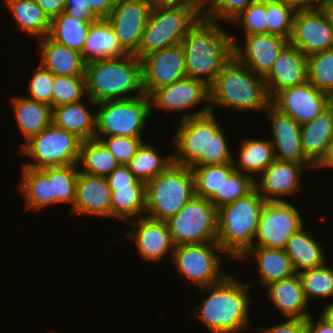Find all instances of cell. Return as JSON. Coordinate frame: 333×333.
<instances>
[{
  "mask_svg": "<svg viewBox=\"0 0 333 333\" xmlns=\"http://www.w3.org/2000/svg\"><path fill=\"white\" fill-rule=\"evenodd\" d=\"M333 168V140L330 142L325 155L320 159V161L315 165L314 169H321V168Z\"/></svg>",
  "mask_w": 333,
  "mask_h": 333,
  "instance_id": "6125c7cd",
  "label": "cell"
},
{
  "mask_svg": "<svg viewBox=\"0 0 333 333\" xmlns=\"http://www.w3.org/2000/svg\"><path fill=\"white\" fill-rule=\"evenodd\" d=\"M137 219L130 222V225L136 227L133 228L135 231H127L126 234L128 239L134 240L137 251L144 260L159 262L166 254H173L175 245L167 222L146 216Z\"/></svg>",
  "mask_w": 333,
  "mask_h": 333,
  "instance_id": "ffe728a7",
  "label": "cell"
},
{
  "mask_svg": "<svg viewBox=\"0 0 333 333\" xmlns=\"http://www.w3.org/2000/svg\"><path fill=\"white\" fill-rule=\"evenodd\" d=\"M153 6L182 5V0H149Z\"/></svg>",
  "mask_w": 333,
  "mask_h": 333,
  "instance_id": "e7e4bbea",
  "label": "cell"
},
{
  "mask_svg": "<svg viewBox=\"0 0 333 333\" xmlns=\"http://www.w3.org/2000/svg\"><path fill=\"white\" fill-rule=\"evenodd\" d=\"M254 179L247 174L235 170L233 162L224 164V183L222 195H213L209 200L220 207L246 196L255 188Z\"/></svg>",
  "mask_w": 333,
  "mask_h": 333,
  "instance_id": "ab89813d",
  "label": "cell"
},
{
  "mask_svg": "<svg viewBox=\"0 0 333 333\" xmlns=\"http://www.w3.org/2000/svg\"><path fill=\"white\" fill-rule=\"evenodd\" d=\"M91 9L101 18L105 19L113 10L118 0H86Z\"/></svg>",
  "mask_w": 333,
  "mask_h": 333,
  "instance_id": "680465c9",
  "label": "cell"
},
{
  "mask_svg": "<svg viewBox=\"0 0 333 333\" xmlns=\"http://www.w3.org/2000/svg\"><path fill=\"white\" fill-rule=\"evenodd\" d=\"M141 65L143 90L148 96L158 88L187 77L181 43L143 56Z\"/></svg>",
  "mask_w": 333,
  "mask_h": 333,
  "instance_id": "2e32d148",
  "label": "cell"
},
{
  "mask_svg": "<svg viewBox=\"0 0 333 333\" xmlns=\"http://www.w3.org/2000/svg\"><path fill=\"white\" fill-rule=\"evenodd\" d=\"M266 202L254 188L246 196L217 209V242L228 256L239 259L253 246Z\"/></svg>",
  "mask_w": 333,
  "mask_h": 333,
  "instance_id": "5b68a950",
  "label": "cell"
},
{
  "mask_svg": "<svg viewBox=\"0 0 333 333\" xmlns=\"http://www.w3.org/2000/svg\"><path fill=\"white\" fill-rule=\"evenodd\" d=\"M126 54L119 45L114 31L106 19H100L92 23L82 51L83 59L86 62L120 57Z\"/></svg>",
  "mask_w": 333,
  "mask_h": 333,
  "instance_id": "d6a6232c",
  "label": "cell"
},
{
  "mask_svg": "<svg viewBox=\"0 0 333 333\" xmlns=\"http://www.w3.org/2000/svg\"><path fill=\"white\" fill-rule=\"evenodd\" d=\"M86 96L89 104L126 100L144 95L141 59L134 54L86 62ZM137 95L131 96L132 92ZM129 94V95H127Z\"/></svg>",
  "mask_w": 333,
  "mask_h": 333,
  "instance_id": "7a4b0ae2",
  "label": "cell"
},
{
  "mask_svg": "<svg viewBox=\"0 0 333 333\" xmlns=\"http://www.w3.org/2000/svg\"><path fill=\"white\" fill-rule=\"evenodd\" d=\"M218 24L200 18L181 42L187 77L208 87L234 56L231 35Z\"/></svg>",
  "mask_w": 333,
  "mask_h": 333,
  "instance_id": "6da1fadb",
  "label": "cell"
},
{
  "mask_svg": "<svg viewBox=\"0 0 333 333\" xmlns=\"http://www.w3.org/2000/svg\"><path fill=\"white\" fill-rule=\"evenodd\" d=\"M256 0H218L213 10L205 17L210 21L230 22Z\"/></svg>",
  "mask_w": 333,
  "mask_h": 333,
  "instance_id": "816d5d0a",
  "label": "cell"
},
{
  "mask_svg": "<svg viewBox=\"0 0 333 333\" xmlns=\"http://www.w3.org/2000/svg\"><path fill=\"white\" fill-rule=\"evenodd\" d=\"M33 74L29 82V87H27V90L30 92L27 98L45 103L52 107L54 74L41 64L34 70Z\"/></svg>",
  "mask_w": 333,
  "mask_h": 333,
  "instance_id": "681fc988",
  "label": "cell"
},
{
  "mask_svg": "<svg viewBox=\"0 0 333 333\" xmlns=\"http://www.w3.org/2000/svg\"><path fill=\"white\" fill-rule=\"evenodd\" d=\"M210 104L194 113L182 114L173 145V163L186 167H201V156H207L208 113Z\"/></svg>",
  "mask_w": 333,
  "mask_h": 333,
  "instance_id": "4fadbf2b",
  "label": "cell"
},
{
  "mask_svg": "<svg viewBox=\"0 0 333 333\" xmlns=\"http://www.w3.org/2000/svg\"><path fill=\"white\" fill-rule=\"evenodd\" d=\"M308 81L333 97V49L307 56Z\"/></svg>",
  "mask_w": 333,
  "mask_h": 333,
  "instance_id": "b9f144b4",
  "label": "cell"
},
{
  "mask_svg": "<svg viewBox=\"0 0 333 333\" xmlns=\"http://www.w3.org/2000/svg\"><path fill=\"white\" fill-rule=\"evenodd\" d=\"M289 43L306 56L333 49V30L327 10L321 7L296 11Z\"/></svg>",
  "mask_w": 333,
  "mask_h": 333,
  "instance_id": "9a60e30c",
  "label": "cell"
},
{
  "mask_svg": "<svg viewBox=\"0 0 333 333\" xmlns=\"http://www.w3.org/2000/svg\"><path fill=\"white\" fill-rule=\"evenodd\" d=\"M305 168L301 164L289 163L275 159L255 179V189L268 201H284L281 196L297 193L301 188L300 177ZM260 181V182H259Z\"/></svg>",
  "mask_w": 333,
  "mask_h": 333,
  "instance_id": "603a6c76",
  "label": "cell"
},
{
  "mask_svg": "<svg viewBox=\"0 0 333 333\" xmlns=\"http://www.w3.org/2000/svg\"><path fill=\"white\" fill-rule=\"evenodd\" d=\"M171 163L173 157H164L149 143H142L136 154L126 164L134 176L145 183L157 177Z\"/></svg>",
  "mask_w": 333,
  "mask_h": 333,
  "instance_id": "f35d334b",
  "label": "cell"
},
{
  "mask_svg": "<svg viewBox=\"0 0 333 333\" xmlns=\"http://www.w3.org/2000/svg\"><path fill=\"white\" fill-rule=\"evenodd\" d=\"M166 222L175 246L217 241V208L209 199L194 195Z\"/></svg>",
  "mask_w": 333,
  "mask_h": 333,
  "instance_id": "30bf717a",
  "label": "cell"
},
{
  "mask_svg": "<svg viewBox=\"0 0 333 333\" xmlns=\"http://www.w3.org/2000/svg\"><path fill=\"white\" fill-rule=\"evenodd\" d=\"M274 307L278 308L286 318L307 319L308 302L305 299L301 279L296 273L293 276L269 283L265 286Z\"/></svg>",
  "mask_w": 333,
  "mask_h": 333,
  "instance_id": "d4e9b609",
  "label": "cell"
},
{
  "mask_svg": "<svg viewBox=\"0 0 333 333\" xmlns=\"http://www.w3.org/2000/svg\"><path fill=\"white\" fill-rule=\"evenodd\" d=\"M82 140L73 133L51 123L40 133L30 137L20 153L32 158L23 167L44 169L67 165H78Z\"/></svg>",
  "mask_w": 333,
  "mask_h": 333,
  "instance_id": "9c48e42d",
  "label": "cell"
},
{
  "mask_svg": "<svg viewBox=\"0 0 333 333\" xmlns=\"http://www.w3.org/2000/svg\"><path fill=\"white\" fill-rule=\"evenodd\" d=\"M231 22L243 26L244 36L267 33L266 0L252 2Z\"/></svg>",
  "mask_w": 333,
  "mask_h": 333,
  "instance_id": "c3c4849f",
  "label": "cell"
},
{
  "mask_svg": "<svg viewBox=\"0 0 333 333\" xmlns=\"http://www.w3.org/2000/svg\"><path fill=\"white\" fill-rule=\"evenodd\" d=\"M72 214L111 218V190L106 177L78 173Z\"/></svg>",
  "mask_w": 333,
  "mask_h": 333,
  "instance_id": "cb8c5ba5",
  "label": "cell"
},
{
  "mask_svg": "<svg viewBox=\"0 0 333 333\" xmlns=\"http://www.w3.org/2000/svg\"><path fill=\"white\" fill-rule=\"evenodd\" d=\"M306 301L310 298H333V268L324 264L298 273Z\"/></svg>",
  "mask_w": 333,
  "mask_h": 333,
  "instance_id": "7bdbcfd3",
  "label": "cell"
},
{
  "mask_svg": "<svg viewBox=\"0 0 333 333\" xmlns=\"http://www.w3.org/2000/svg\"><path fill=\"white\" fill-rule=\"evenodd\" d=\"M200 18L192 8L184 5L153 6L134 55L141 59L149 53L181 43Z\"/></svg>",
  "mask_w": 333,
  "mask_h": 333,
  "instance_id": "52a82bcc",
  "label": "cell"
},
{
  "mask_svg": "<svg viewBox=\"0 0 333 333\" xmlns=\"http://www.w3.org/2000/svg\"><path fill=\"white\" fill-rule=\"evenodd\" d=\"M303 222L298 209L286 200L268 201L261 210L253 246L284 249Z\"/></svg>",
  "mask_w": 333,
  "mask_h": 333,
  "instance_id": "7c38bea8",
  "label": "cell"
},
{
  "mask_svg": "<svg viewBox=\"0 0 333 333\" xmlns=\"http://www.w3.org/2000/svg\"><path fill=\"white\" fill-rule=\"evenodd\" d=\"M295 11L314 10L324 6L326 0H280Z\"/></svg>",
  "mask_w": 333,
  "mask_h": 333,
  "instance_id": "91938a15",
  "label": "cell"
},
{
  "mask_svg": "<svg viewBox=\"0 0 333 333\" xmlns=\"http://www.w3.org/2000/svg\"><path fill=\"white\" fill-rule=\"evenodd\" d=\"M250 286L228 274L221 282L200 288L211 293L196 308L197 313L192 317L201 320L209 333L244 332L250 324Z\"/></svg>",
  "mask_w": 333,
  "mask_h": 333,
  "instance_id": "3957f363",
  "label": "cell"
},
{
  "mask_svg": "<svg viewBox=\"0 0 333 333\" xmlns=\"http://www.w3.org/2000/svg\"><path fill=\"white\" fill-rule=\"evenodd\" d=\"M12 109L17 127L25 141L40 133L52 123V107L27 98L18 96L12 98Z\"/></svg>",
  "mask_w": 333,
  "mask_h": 333,
  "instance_id": "4dcf8cb0",
  "label": "cell"
},
{
  "mask_svg": "<svg viewBox=\"0 0 333 333\" xmlns=\"http://www.w3.org/2000/svg\"><path fill=\"white\" fill-rule=\"evenodd\" d=\"M47 17L52 20L65 9V0H35Z\"/></svg>",
  "mask_w": 333,
  "mask_h": 333,
  "instance_id": "9f6ffc18",
  "label": "cell"
},
{
  "mask_svg": "<svg viewBox=\"0 0 333 333\" xmlns=\"http://www.w3.org/2000/svg\"><path fill=\"white\" fill-rule=\"evenodd\" d=\"M64 12L81 20L95 22L101 18L91 9L86 0H65Z\"/></svg>",
  "mask_w": 333,
  "mask_h": 333,
  "instance_id": "f5cc1de1",
  "label": "cell"
},
{
  "mask_svg": "<svg viewBox=\"0 0 333 333\" xmlns=\"http://www.w3.org/2000/svg\"><path fill=\"white\" fill-rule=\"evenodd\" d=\"M264 81L270 99L283 89L305 83L308 81L307 56L289 43L273 63Z\"/></svg>",
  "mask_w": 333,
  "mask_h": 333,
  "instance_id": "7402d4cb",
  "label": "cell"
},
{
  "mask_svg": "<svg viewBox=\"0 0 333 333\" xmlns=\"http://www.w3.org/2000/svg\"><path fill=\"white\" fill-rule=\"evenodd\" d=\"M214 114L213 112L208 113L207 156H201V166L230 163L235 159L227 144L224 131Z\"/></svg>",
  "mask_w": 333,
  "mask_h": 333,
  "instance_id": "60d3db41",
  "label": "cell"
},
{
  "mask_svg": "<svg viewBox=\"0 0 333 333\" xmlns=\"http://www.w3.org/2000/svg\"><path fill=\"white\" fill-rule=\"evenodd\" d=\"M306 333H333V326L325 321L321 316L315 322L310 315L306 319Z\"/></svg>",
  "mask_w": 333,
  "mask_h": 333,
  "instance_id": "94428289",
  "label": "cell"
},
{
  "mask_svg": "<svg viewBox=\"0 0 333 333\" xmlns=\"http://www.w3.org/2000/svg\"><path fill=\"white\" fill-rule=\"evenodd\" d=\"M244 44H238L231 36L234 57L254 74L265 77L289 40L274 34L244 36Z\"/></svg>",
  "mask_w": 333,
  "mask_h": 333,
  "instance_id": "d6986e66",
  "label": "cell"
},
{
  "mask_svg": "<svg viewBox=\"0 0 333 333\" xmlns=\"http://www.w3.org/2000/svg\"><path fill=\"white\" fill-rule=\"evenodd\" d=\"M92 23L62 12L51 20L48 37L82 54Z\"/></svg>",
  "mask_w": 333,
  "mask_h": 333,
  "instance_id": "d590c367",
  "label": "cell"
},
{
  "mask_svg": "<svg viewBox=\"0 0 333 333\" xmlns=\"http://www.w3.org/2000/svg\"><path fill=\"white\" fill-rule=\"evenodd\" d=\"M248 255H251V258H255L254 260L260 279L259 282L263 284V286L296 274L291 259L284 249L252 246L239 260H243Z\"/></svg>",
  "mask_w": 333,
  "mask_h": 333,
  "instance_id": "83f0119b",
  "label": "cell"
},
{
  "mask_svg": "<svg viewBox=\"0 0 333 333\" xmlns=\"http://www.w3.org/2000/svg\"><path fill=\"white\" fill-rule=\"evenodd\" d=\"M78 173V165L53 167V195H56V204L70 203L71 209L73 208Z\"/></svg>",
  "mask_w": 333,
  "mask_h": 333,
  "instance_id": "7dc6e473",
  "label": "cell"
},
{
  "mask_svg": "<svg viewBox=\"0 0 333 333\" xmlns=\"http://www.w3.org/2000/svg\"><path fill=\"white\" fill-rule=\"evenodd\" d=\"M309 231L302 227L287 240L284 248L296 273L327 264L323 246Z\"/></svg>",
  "mask_w": 333,
  "mask_h": 333,
  "instance_id": "1f68e13d",
  "label": "cell"
},
{
  "mask_svg": "<svg viewBox=\"0 0 333 333\" xmlns=\"http://www.w3.org/2000/svg\"><path fill=\"white\" fill-rule=\"evenodd\" d=\"M296 11L280 0H266L267 33L290 39Z\"/></svg>",
  "mask_w": 333,
  "mask_h": 333,
  "instance_id": "ee69618b",
  "label": "cell"
},
{
  "mask_svg": "<svg viewBox=\"0 0 333 333\" xmlns=\"http://www.w3.org/2000/svg\"><path fill=\"white\" fill-rule=\"evenodd\" d=\"M78 163L80 172L92 176L107 177L120 164L107 147L98 139L82 141Z\"/></svg>",
  "mask_w": 333,
  "mask_h": 333,
  "instance_id": "74e56055",
  "label": "cell"
},
{
  "mask_svg": "<svg viewBox=\"0 0 333 333\" xmlns=\"http://www.w3.org/2000/svg\"><path fill=\"white\" fill-rule=\"evenodd\" d=\"M111 190V218L124 222L132 217H143L146 210V183L139 180L135 185Z\"/></svg>",
  "mask_w": 333,
  "mask_h": 333,
  "instance_id": "8d00e7d4",
  "label": "cell"
},
{
  "mask_svg": "<svg viewBox=\"0 0 333 333\" xmlns=\"http://www.w3.org/2000/svg\"><path fill=\"white\" fill-rule=\"evenodd\" d=\"M82 101L52 108V123L73 133L82 141L95 139L96 113Z\"/></svg>",
  "mask_w": 333,
  "mask_h": 333,
  "instance_id": "f546056e",
  "label": "cell"
},
{
  "mask_svg": "<svg viewBox=\"0 0 333 333\" xmlns=\"http://www.w3.org/2000/svg\"><path fill=\"white\" fill-rule=\"evenodd\" d=\"M333 140V105L315 119L301 124V145L305 156L316 165Z\"/></svg>",
  "mask_w": 333,
  "mask_h": 333,
  "instance_id": "4316f807",
  "label": "cell"
},
{
  "mask_svg": "<svg viewBox=\"0 0 333 333\" xmlns=\"http://www.w3.org/2000/svg\"><path fill=\"white\" fill-rule=\"evenodd\" d=\"M211 112L215 105L249 111L263 110L271 103L264 78L254 74L234 56L209 86Z\"/></svg>",
  "mask_w": 333,
  "mask_h": 333,
  "instance_id": "277c9868",
  "label": "cell"
},
{
  "mask_svg": "<svg viewBox=\"0 0 333 333\" xmlns=\"http://www.w3.org/2000/svg\"><path fill=\"white\" fill-rule=\"evenodd\" d=\"M52 108L80 102L86 95L85 76L54 75Z\"/></svg>",
  "mask_w": 333,
  "mask_h": 333,
  "instance_id": "f6af8a7d",
  "label": "cell"
},
{
  "mask_svg": "<svg viewBox=\"0 0 333 333\" xmlns=\"http://www.w3.org/2000/svg\"><path fill=\"white\" fill-rule=\"evenodd\" d=\"M151 108L162 111H186L201 103L209 104V87L202 81L185 77L156 89L150 96Z\"/></svg>",
  "mask_w": 333,
  "mask_h": 333,
  "instance_id": "44dd1931",
  "label": "cell"
},
{
  "mask_svg": "<svg viewBox=\"0 0 333 333\" xmlns=\"http://www.w3.org/2000/svg\"><path fill=\"white\" fill-rule=\"evenodd\" d=\"M218 252H217V251ZM219 251L225 252L217 241L202 244H183L174 248L169 256L183 278L197 289L221 282L228 274L221 272ZM222 258V259H221Z\"/></svg>",
  "mask_w": 333,
  "mask_h": 333,
  "instance_id": "8fae6325",
  "label": "cell"
},
{
  "mask_svg": "<svg viewBox=\"0 0 333 333\" xmlns=\"http://www.w3.org/2000/svg\"><path fill=\"white\" fill-rule=\"evenodd\" d=\"M21 175L22 181L18 188L26 200V208L37 210L56 204V195H53V167H22Z\"/></svg>",
  "mask_w": 333,
  "mask_h": 333,
  "instance_id": "f1b7e54d",
  "label": "cell"
},
{
  "mask_svg": "<svg viewBox=\"0 0 333 333\" xmlns=\"http://www.w3.org/2000/svg\"><path fill=\"white\" fill-rule=\"evenodd\" d=\"M323 7L327 10L333 30V1H326Z\"/></svg>",
  "mask_w": 333,
  "mask_h": 333,
  "instance_id": "03108f58",
  "label": "cell"
},
{
  "mask_svg": "<svg viewBox=\"0 0 333 333\" xmlns=\"http://www.w3.org/2000/svg\"><path fill=\"white\" fill-rule=\"evenodd\" d=\"M152 8L149 0H118L105 18L112 27L119 45L127 54H135L138 51Z\"/></svg>",
  "mask_w": 333,
  "mask_h": 333,
  "instance_id": "5bb4252c",
  "label": "cell"
},
{
  "mask_svg": "<svg viewBox=\"0 0 333 333\" xmlns=\"http://www.w3.org/2000/svg\"><path fill=\"white\" fill-rule=\"evenodd\" d=\"M321 313L320 316L333 326V301L327 304Z\"/></svg>",
  "mask_w": 333,
  "mask_h": 333,
  "instance_id": "be15d7a7",
  "label": "cell"
},
{
  "mask_svg": "<svg viewBox=\"0 0 333 333\" xmlns=\"http://www.w3.org/2000/svg\"><path fill=\"white\" fill-rule=\"evenodd\" d=\"M191 169L196 196L210 199L213 195H222L224 164L191 167Z\"/></svg>",
  "mask_w": 333,
  "mask_h": 333,
  "instance_id": "bcb514c9",
  "label": "cell"
},
{
  "mask_svg": "<svg viewBox=\"0 0 333 333\" xmlns=\"http://www.w3.org/2000/svg\"><path fill=\"white\" fill-rule=\"evenodd\" d=\"M271 103L300 125L315 119L331 105V97L309 81L279 91Z\"/></svg>",
  "mask_w": 333,
  "mask_h": 333,
  "instance_id": "e0dca14e",
  "label": "cell"
},
{
  "mask_svg": "<svg viewBox=\"0 0 333 333\" xmlns=\"http://www.w3.org/2000/svg\"><path fill=\"white\" fill-rule=\"evenodd\" d=\"M40 64L54 75L85 76L86 61L81 53L58 44L48 36L39 39Z\"/></svg>",
  "mask_w": 333,
  "mask_h": 333,
  "instance_id": "484cf974",
  "label": "cell"
},
{
  "mask_svg": "<svg viewBox=\"0 0 333 333\" xmlns=\"http://www.w3.org/2000/svg\"><path fill=\"white\" fill-rule=\"evenodd\" d=\"M194 195L192 169L171 163L162 173L146 183L145 216L166 222Z\"/></svg>",
  "mask_w": 333,
  "mask_h": 333,
  "instance_id": "8992f818",
  "label": "cell"
},
{
  "mask_svg": "<svg viewBox=\"0 0 333 333\" xmlns=\"http://www.w3.org/2000/svg\"><path fill=\"white\" fill-rule=\"evenodd\" d=\"M95 137L141 138L151 108L150 97L146 94L126 100L104 101L96 104ZM147 121V122H146Z\"/></svg>",
  "mask_w": 333,
  "mask_h": 333,
  "instance_id": "ba28073f",
  "label": "cell"
},
{
  "mask_svg": "<svg viewBox=\"0 0 333 333\" xmlns=\"http://www.w3.org/2000/svg\"><path fill=\"white\" fill-rule=\"evenodd\" d=\"M217 1L218 0H182V5L192 8L201 18H205L213 10Z\"/></svg>",
  "mask_w": 333,
  "mask_h": 333,
  "instance_id": "6f0895ef",
  "label": "cell"
},
{
  "mask_svg": "<svg viewBox=\"0 0 333 333\" xmlns=\"http://www.w3.org/2000/svg\"><path fill=\"white\" fill-rule=\"evenodd\" d=\"M260 330L261 333H306V319L288 318L284 323Z\"/></svg>",
  "mask_w": 333,
  "mask_h": 333,
  "instance_id": "11a10c76",
  "label": "cell"
},
{
  "mask_svg": "<svg viewBox=\"0 0 333 333\" xmlns=\"http://www.w3.org/2000/svg\"><path fill=\"white\" fill-rule=\"evenodd\" d=\"M238 151L239 161L236 163L237 160H233L235 170L250 175L254 180L275 160L274 149L269 139L243 140Z\"/></svg>",
  "mask_w": 333,
  "mask_h": 333,
  "instance_id": "836d02e7",
  "label": "cell"
},
{
  "mask_svg": "<svg viewBox=\"0 0 333 333\" xmlns=\"http://www.w3.org/2000/svg\"><path fill=\"white\" fill-rule=\"evenodd\" d=\"M5 2L19 30L37 37L38 40L48 36L51 20L35 0H5Z\"/></svg>",
  "mask_w": 333,
  "mask_h": 333,
  "instance_id": "e575fe53",
  "label": "cell"
},
{
  "mask_svg": "<svg viewBox=\"0 0 333 333\" xmlns=\"http://www.w3.org/2000/svg\"><path fill=\"white\" fill-rule=\"evenodd\" d=\"M95 139L100 140L119 164L123 165H126L131 160L144 141L142 138L120 136L95 137Z\"/></svg>",
  "mask_w": 333,
  "mask_h": 333,
  "instance_id": "f907efd6",
  "label": "cell"
},
{
  "mask_svg": "<svg viewBox=\"0 0 333 333\" xmlns=\"http://www.w3.org/2000/svg\"><path fill=\"white\" fill-rule=\"evenodd\" d=\"M270 120L272 131L271 144L275 159L301 164L304 168H315V165L305 156L301 145V125L290 115L281 112L272 103L264 111Z\"/></svg>",
  "mask_w": 333,
  "mask_h": 333,
  "instance_id": "ac0fdd59",
  "label": "cell"
},
{
  "mask_svg": "<svg viewBox=\"0 0 333 333\" xmlns=\"http://www.w3.org/2000/svg\"><path fill=\"white\" fill-rule=\"evenodd\" d=\"M109 188H123L135 185L139 180L127 165L120 164L107 177Z\"/></svg>",
  "mask_w": 333,
  "mask_h": 333,
  "instance_id": "db71d44e",
  "label": "cell"
}]
</instances>
